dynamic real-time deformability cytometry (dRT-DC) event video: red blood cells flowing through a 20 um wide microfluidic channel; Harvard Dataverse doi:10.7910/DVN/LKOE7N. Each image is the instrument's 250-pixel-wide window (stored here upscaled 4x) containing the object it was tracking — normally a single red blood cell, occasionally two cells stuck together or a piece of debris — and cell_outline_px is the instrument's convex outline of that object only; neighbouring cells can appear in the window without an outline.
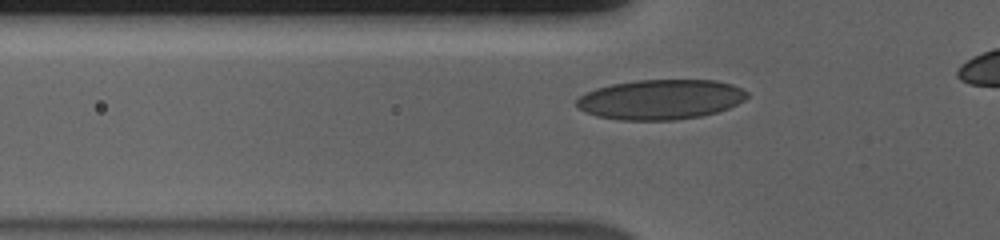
{"species": "human", "species_latin": "Homo sapiens", "temperature_condition": "cold", "stored_images_in_passage": 38, "camera_frame_rate_fps": 3000, "um_per_image_px": 0.085, "donor": {"sex": "male"}, "frame": {"image": 1, "passage_image": 8, "time_ms": 2.333, "image_size_px": [1000, 240], "cell_outline_px": [[748, 96], [744, 100], [728, 108], [716, 112], [700, 116], [672, 120], [620, 120], [596, 116], [584, 112], [576, 108], [576, 100], [580, 96], [596, 88], [612, 84], [636, 80], [716, 80], [732, 84], [748, 92]], "centroid_in_image_um": [56.12, 8.45], "position_along_channel_um": 69.7, "area_um2": 39.71}}
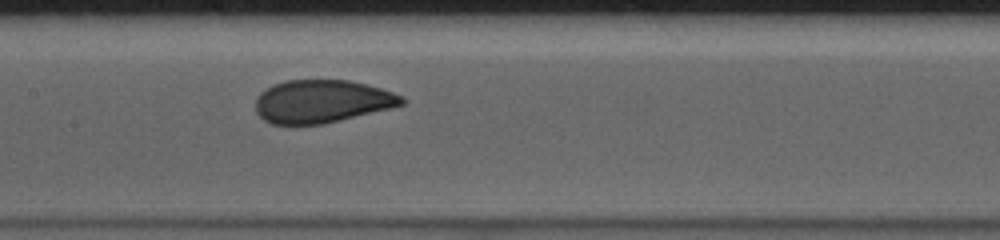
{"frame": {"image": 2, "passage_image": 17, "time_ms": 5.333, "image_size_px": [1000, 240], "cell_outline_px": [[408, 100], [404, 104], [392, 108], [324, 124], [272, 124], [264, 120], [256, 112], [256, 96], [264, 88], [272, 84], [284, 80], [348, 80], [380, 88], [404, 96]], "centroid_in_image_um": [27.36, 8.61], "position_along_channel_um": 180.0, "area_um2": 36.88}}
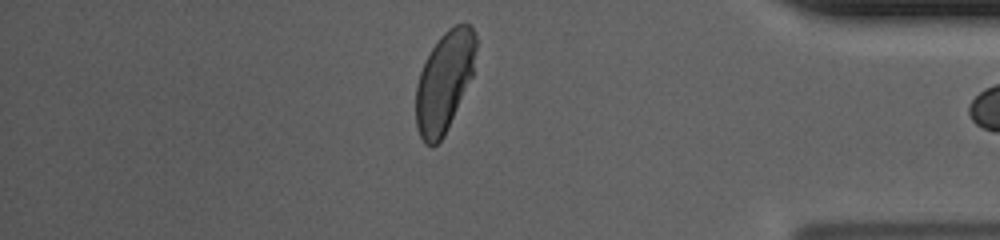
{"frame": {"image": 3, "passage_image": 37, "time_ms": 12.0, "image_size_px": [1000, 240], "cell_outline_px": [[476, 48], [472, 76], [448, 128], [444, 136], [432, 148], [424, 144], [420, 136], [416, 124], [416, 84], [420, 72], [432, 48], [440, 36], [448, 28], [456, 24], [472, 24], [476, 36]], "centroid_in_image_um": [37.77, 6.94], "position_along_channel_um": 397.4, "area_um2": 34.97}}